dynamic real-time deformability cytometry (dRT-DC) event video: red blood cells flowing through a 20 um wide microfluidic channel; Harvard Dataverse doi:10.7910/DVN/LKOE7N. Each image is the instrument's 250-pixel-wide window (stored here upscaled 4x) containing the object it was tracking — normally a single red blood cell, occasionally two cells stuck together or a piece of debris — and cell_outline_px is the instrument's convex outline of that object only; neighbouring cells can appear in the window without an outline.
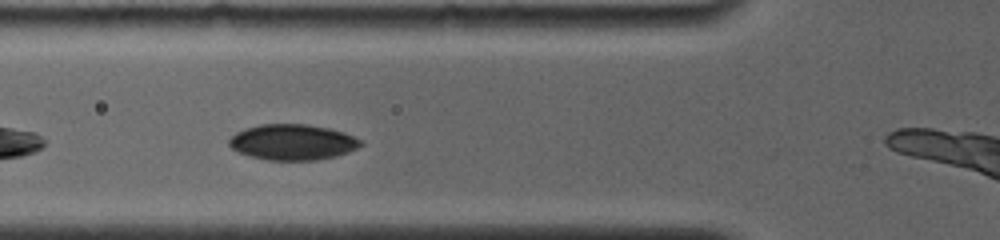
{"species": "common noctule bat (a hibernating species)", "species_latin": "Nyctalus noctula", "temperature_condition": "room temperature", "stored_images_in_passage": 8, "camera_frame_rate_fps": 4000, "um_per_image_px": 0.085, "animal": {"sex": "female", "body_mass_g": 19.0, "forearm_length_mm": 56.7}, "frame": {"image": 1, "passage_image": 2, "time_ms": 0.75, "image_size_px": [1000, 240], "cell_outline_px": [[364, 144], [348, 152], [336, 156], [316, 160], [268, 160], [252, 156], [240, 152], [232, 148], [228, 144], [228, 140], [236, 132], [244, 128], [260, 124], [304, 124], [328, 128], [344, 132], [360, 140]], "centroid_in_image_um": [24.86, 12.08], "position_along_channel_um": 100.9, "area_um2": 27.22}}
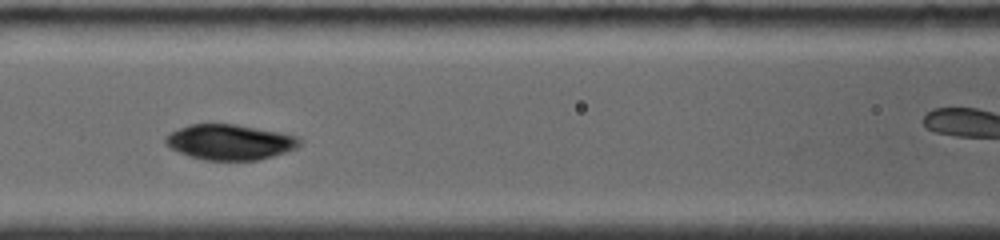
{"frame": {"image": 2, "passage_image": 4, "time_ms": 2.0, "image_size_px": [1000, 240], "cell_outline_px": [[304, 140], [296, 148], [272, 156], [256, 160], [204, 160], [188, 156], [164, 144], [164, 136], [188, 124], [236, 124], [280, 132], [300, 136]], "centroid_in_image_um": [19.55, 12.07], "position_along_channel_um": 147.1, "area_um2": 27.74}}
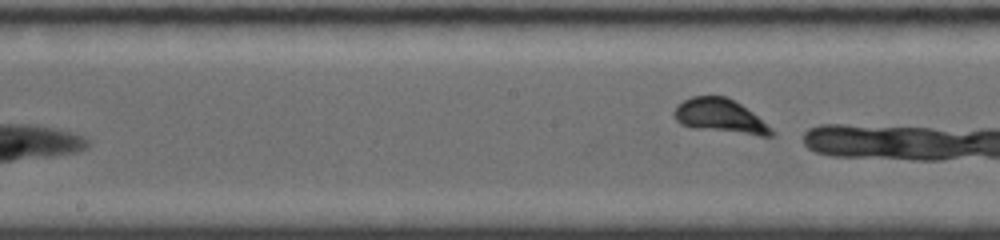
{"frame": {"image": 3, "passage_image": 8, "time_ms": 4.75, "image_size_px": [1000, 240], "cell_outline_px": [[776, 132], [772, 136], [760, 136], [692, 128], [680, 124], [676, 120], [672, 112], [676, 104], [692, 96], [724, 96], [740, 104], [752, 112]], "centroid_in_image_um": [61.18, 9.88], "position_along_channel_um": 187.0, "area_um2": 19.36}}